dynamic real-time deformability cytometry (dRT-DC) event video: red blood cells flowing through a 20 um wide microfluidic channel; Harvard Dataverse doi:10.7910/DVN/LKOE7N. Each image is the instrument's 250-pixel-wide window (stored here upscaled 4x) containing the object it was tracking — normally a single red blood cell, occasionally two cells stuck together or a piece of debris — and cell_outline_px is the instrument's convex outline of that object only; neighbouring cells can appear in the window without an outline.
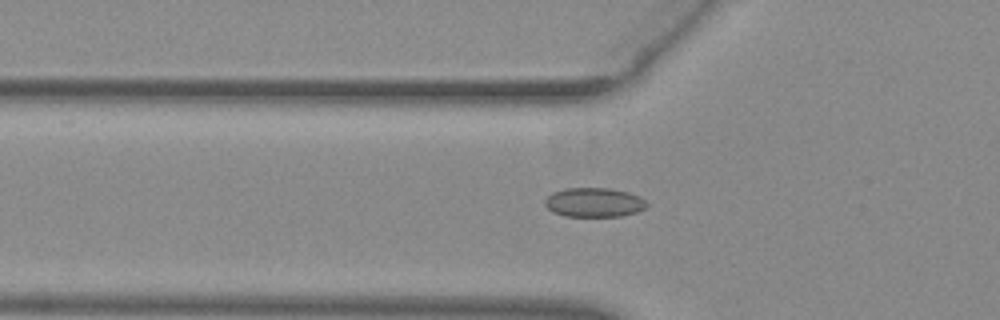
{"species": "common noctule bat (a hibernating species)", "species_latin": "Nyctalus noctula", "temperature_condition": "warm", "stored_images_in_passage": 47, "camera_frame_rate_fps": 3000, "um_per_image_px": 0.085, "animal": {"sex": "female", "body_mass_g": 29.2, "forearm_length_mm": 56.3}, "frame": {"image": 1, "passage_image": 17, "time_ms": 5.333, "image_size_px": [1000, 320], "cell_outline_px": [[648, 204], [644, 208], [636, 212], [620, 216], [564, 216], [552, 212], [544, 204], [544, 200], [552, 192], [564, 188], [608, 188], [628, 192], [640, 196]], "centroid_in_image_um": [50.46, 17.2], "position_along_channel_um": 75.3, "area_um2": 17.4}}
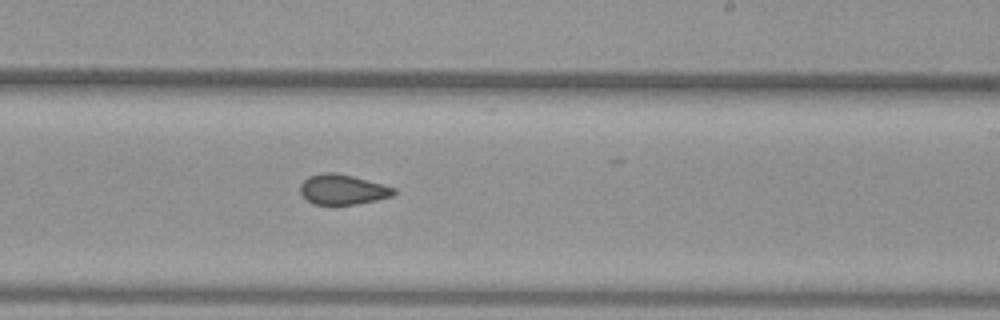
{"frame": {"image": 2, "passage_image": 31, "time_ms": 10.0, "image_size_px": [1000, 320], "cell_outline_px": [[396, 192], [392, 196], [376, 200], [356, 204], [312, 204], [300, 192], [300, 184], [308, 176], [324, 172], [336, 172], [352, 176], [396, 188]], "centroid_in_image_um": [29.11, 16.1], "position_along_channel_um": 259.9, "area_um2": 16.3}}
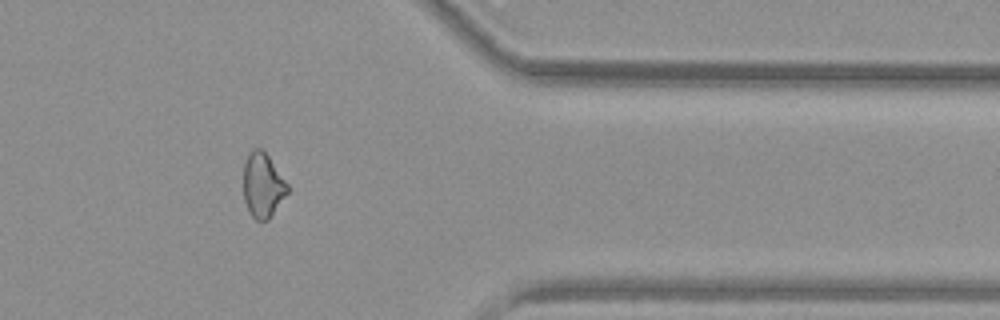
{"frame": {"image": 3, "passage_image": 42, "time_ms": 13.667, "image_size_px": [1000, 320], "cell_outline_px": [[288, 192], [268, 220], [256, 220], [248, 212], [244, 200], [244, 164], [252, 148], [260, 148], [268, 156], [288, 184]], "centroid_in_image_um": [22.32, 15.76], "position_along_channel_um": 389.1, "area_um2": 16.36}}